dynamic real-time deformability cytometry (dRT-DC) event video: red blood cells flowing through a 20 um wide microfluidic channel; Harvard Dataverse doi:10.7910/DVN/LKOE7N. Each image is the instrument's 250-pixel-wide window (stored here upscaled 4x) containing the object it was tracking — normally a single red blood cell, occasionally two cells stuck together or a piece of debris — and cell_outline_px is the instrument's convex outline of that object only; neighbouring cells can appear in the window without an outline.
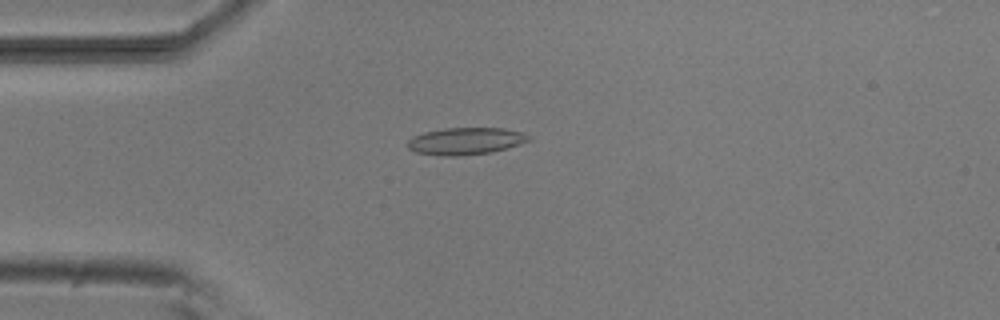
{"species": "common noctule bat (a hibernating species)", "species_latin": "Nyctalus noctula", "temperature_condition": "room temperature", "stored_images_in_passage": 53, "camera_frame_rate_fps": 3000, "um_per_image_px": 0.085, "animal": {"sex": "male", "body_mass_g": 20.5, "forearm_length_mm": 52.5}, "frame": {"image": 1, "passage_image": 13, "time_ms": 4.0, "image_size_px": [1000, 320], "cell_outline_px": [[532, 140], [508, 148], [492, 152], [460, 156], [440, 156], [416, 152], [408, 148], [408, 140], [412, 136], [424, 132], [444, 128], [504, 128], [524, 132]], "centroid_in_image_um": [39.59, 11.99], "position_along_channel_um": 45.4, "area_um2": 19.31}}
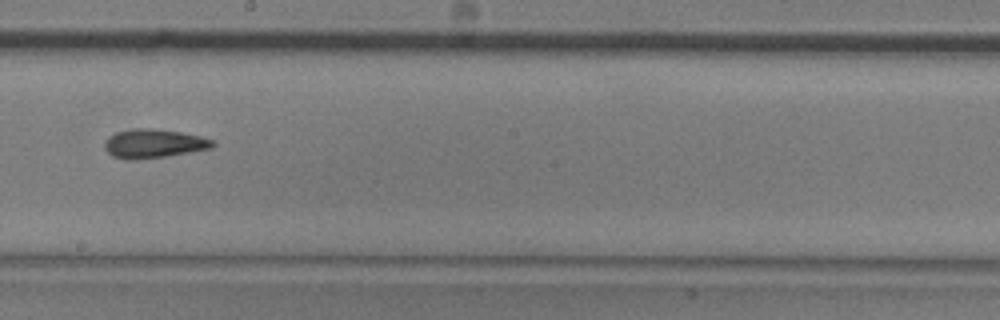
{"frame": {"image": 2, "passage_image": 29, "time_ms": 9.333, "image_size_px": [1000, 320], "cell_outline_px": [[216, 144], [212, 148], [164, 156], [136, 160], [128, 160], [112, 156], [104, 148], [104, 144], [108, 136], [116, 132], [132, 128], [152, 128], [180, 132], [200, 136], [212, 140]], "centroid_in_image_um": [13.02, 12.2], "position_along_channel_um": 235.2, "area_um2": 18.15}}
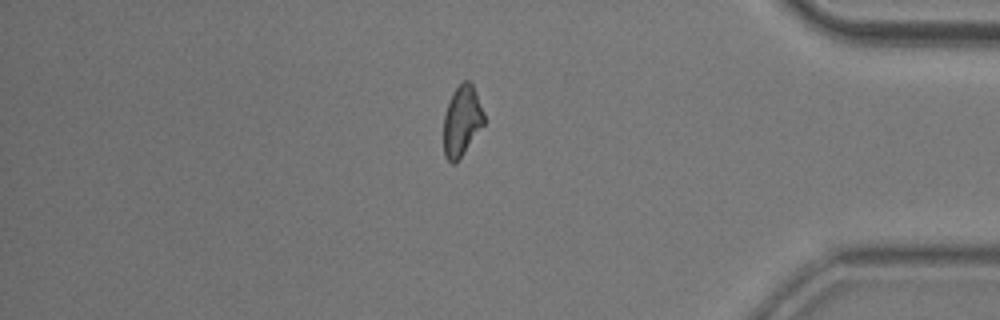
{"frame": {"image": 3, "passage_image": 44, "time_ms": 14.333, "image_size_px": [1000, 320], "cell_outline_px": [[484, 124], [456, 164], [452, 164], [444, 156], [444, 116], [452, 92], [464, 80], [468, 80], [472, 84], [476, 92], [484, 112]], "centroid_in_image_um": [39.26, 10.29], "position_along_channel_um": 395.9, "area_um2": 16.53}}